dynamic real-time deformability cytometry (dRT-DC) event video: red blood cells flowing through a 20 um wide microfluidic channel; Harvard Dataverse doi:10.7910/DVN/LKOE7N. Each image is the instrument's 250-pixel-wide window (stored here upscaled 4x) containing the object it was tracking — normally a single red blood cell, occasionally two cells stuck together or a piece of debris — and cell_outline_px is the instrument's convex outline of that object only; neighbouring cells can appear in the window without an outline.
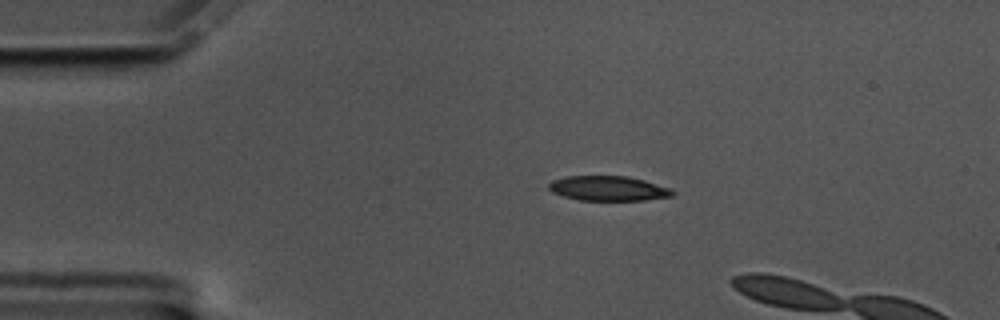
{"species": "common noctule bat (a hibernating species)", "species_latin": "Nyctalus noctula", "temperature_condition": "cold", "stored_images_in_passage": 6, "camera_frame_rate_fps": 3000, "um_per_image_px": 0.085, "animal": {"sex": "male", "body_mass_g": 17.5, "forearm_length_mm": 52.3}, "frame": {"image": 1, "passage_image": 1, "time_ms": 0.0, "image_size_px": [1000, 320], "cell_outline_px": [[676, 192], [672, 196], [644, 200], [580, 200], [564, 196], [552, 192], [548, 188], [548, 184], [552, 180], [564, 176], [628, 176], [644, 180], [672, 188]], "centroid_in_image_um": [51.72, 16.01], "position_along_channel_um": 33.3, "area_um2": 17.98}}